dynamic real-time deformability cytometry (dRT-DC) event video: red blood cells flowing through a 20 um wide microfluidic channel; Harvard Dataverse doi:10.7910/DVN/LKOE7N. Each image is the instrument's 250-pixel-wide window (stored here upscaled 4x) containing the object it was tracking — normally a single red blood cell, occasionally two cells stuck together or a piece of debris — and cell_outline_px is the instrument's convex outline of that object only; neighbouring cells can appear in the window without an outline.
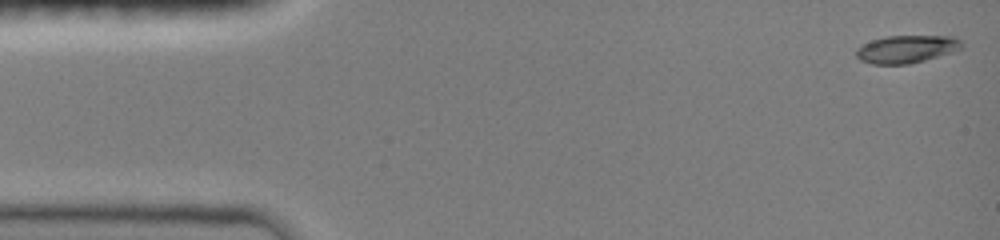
{"species": "common noctule bat (a hibernating species)", "species_latin": "Nyctalus noctula", "temperature_condition": "room temperature", "stored_images_in_passage": 47, "camera_frame_rate_fps": 3000, "um_per_image_px": 0.085, "animal": {"sex": "female", "body_mass_g": 19.0, "forearm_length_mm": 51.5}, "frame": {"image": 1, "passage_image": 1, "time_ms": 0.0, "image_size_px": [1000, 240], "cell_outline_px": [[964, 44], [960, 48], [952, 52], [924, 60], [908, 64], [872, 64], [860, 60], [856, 56], [856, 48], [872, 40], [888, 36], [956, 36]], "centroid_in_image_um": [77.05, 4.17], "position_along_channel_um": 7.9, "area_um2": 16.94}}
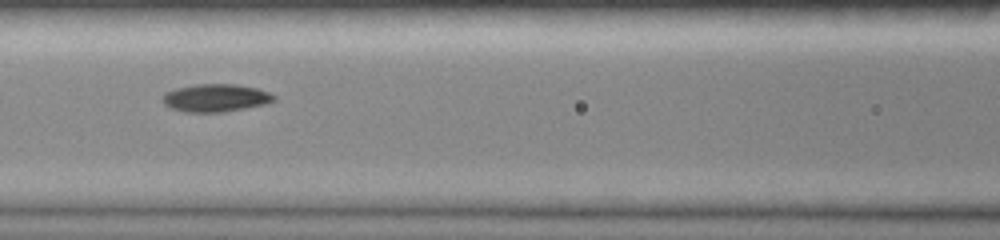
{"frame": {"image": 2, "passage_image": 20, "time_ms": 6.333, "image_size_px": [1000, 240], "cell_outline_px": [[276, 100], [264, 104], [224, 112], [184, 112], [172, 108], [164, 104], [160, 100], [164, 92], [176, 88], [196, 84], [236, 84], [256, 88], [268, 92], [276, 96]], "centroid_in_image_um": [18.29, 8.32], "position_along_channel_um": 148.3, "area_um2": 18.09}}
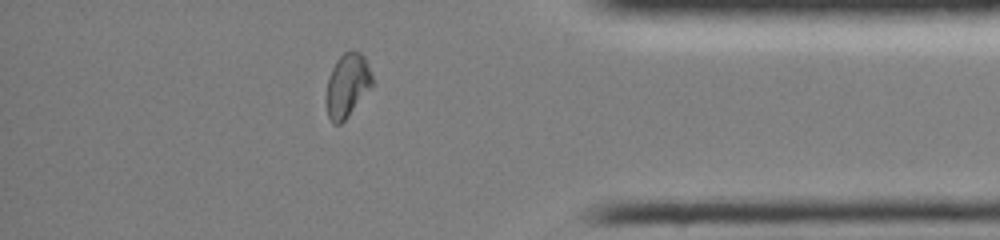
{"frame": {"image": 3, "passage_image": 40, "time_ms": 13.0, "image_size_px": [1000, 240], "cell_outline_px": [[372, 84], [348, 116], [340, 124], [332, 124], [328, 116], [324, 100], [328, 76], [336, 60], [344, 52], [352, 48], [360, 52], [364, 56], [372, 76]], "centroid_in_image_um": [29.46, 7.23], "position_along_channel_um": 405.7, "area_um2": 17.17}, "authors_computed_cell_mechanics": {"area_um2": 17.3978, "velocity_mm_per_s": 4.0704, "shape_relaxation_time_tau1_ms": 5.0717, "shape_relaxation_time_tau2_ms": 8.1794, "deformation_change_tau1": 0.1832, "deformation_change_tau2": 0.0996}}